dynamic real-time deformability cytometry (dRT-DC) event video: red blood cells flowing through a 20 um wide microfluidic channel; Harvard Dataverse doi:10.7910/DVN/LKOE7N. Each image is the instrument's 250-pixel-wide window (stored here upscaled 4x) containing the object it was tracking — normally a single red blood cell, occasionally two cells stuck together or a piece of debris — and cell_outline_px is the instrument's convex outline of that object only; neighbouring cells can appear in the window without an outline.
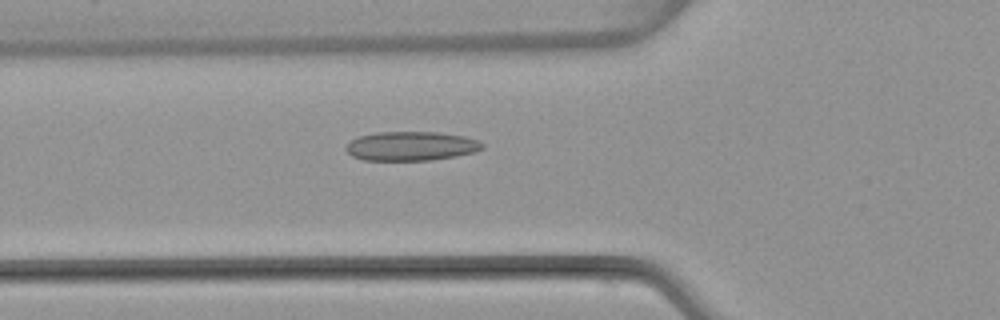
{"species": "common noctule bat (a hibernating species)", "species_latin": "Nyctalus noctula", "temperature_condition": "warm", "stored_images_in_passage": 52, "camera_frame_rate_fps": 3000, "um_per_image_px": 0.085, "animal": {"sex": "female", "body_mass_g": 22.7, "forearm_length_mm": 54.2}, "frame": {"image": 1, "passage_image": 19, "time_ms": 6.0, "image_size_px": [1000, 320], "cell_outline_px": [[484, 148], [476, 152], [456, 156], [432, 160], [364, 160], [352, 156], [344, 148], [352, 140], [360, 136], [376, 132], [436, 132], [464, 136], [480, 140], [484, 144]], "centroid_in_image_um": [34.99, 12.42], "position_along_channel_um": 90.8, "area_um2": 23.24}}
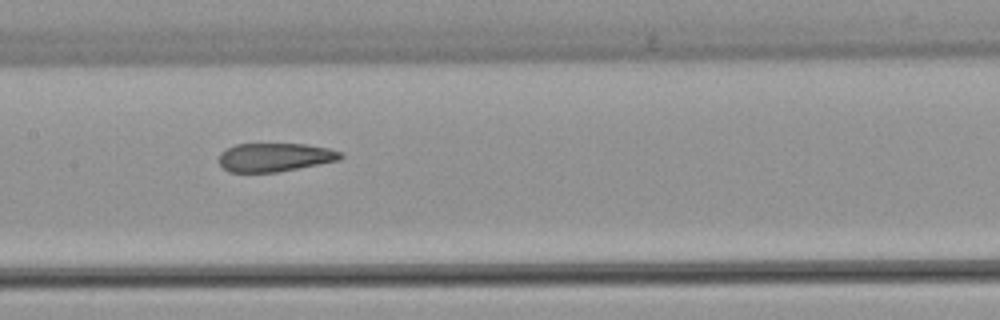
{"frame": {"image": 2, "passage_image": 26, "time_ms": 8.333, "image_size_px": [1000, 320], "cell_outline_px": [[344, 156], [340, 160], [276, 172], [228, 172], [220, 164], [220, 152], [236, 144], [304, 144], [328, 148], [344, 152]], "centroid_in_image_um": [23.39, 13.36], "position_along_channel_um": 184.0, "area_um2": 20.17}}
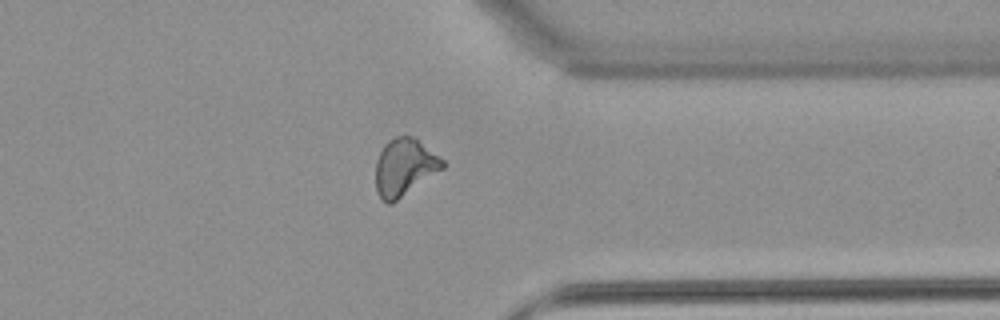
{"frame": {"image": 3, "passage_image": 41, "time_ms": 13.333, "image_size_px": [1000, 320], "cell_outline_px": [[444, 168], [392, 204], [388, 204], [380, 200], [376, 192], [376, 160], [384, 144], [388, 140], [396, 136], [412, 136], [444, 160]], "centroid_in_image_um": [34.35, 14.24], "position_along_channel_um": 377.1, "area_um2": 22.31}, "authors_computed_cell_mechanics": {"area_um2": 22.3397, "velocity_mm_per_s": 3.9644, "shape_relaxation_time_tau1_ms": null, "shape_relaxation_time_tau2_ms": 2.183, "deformation_change_tau1": null, "deformation_change_tau2": 0.1093}}